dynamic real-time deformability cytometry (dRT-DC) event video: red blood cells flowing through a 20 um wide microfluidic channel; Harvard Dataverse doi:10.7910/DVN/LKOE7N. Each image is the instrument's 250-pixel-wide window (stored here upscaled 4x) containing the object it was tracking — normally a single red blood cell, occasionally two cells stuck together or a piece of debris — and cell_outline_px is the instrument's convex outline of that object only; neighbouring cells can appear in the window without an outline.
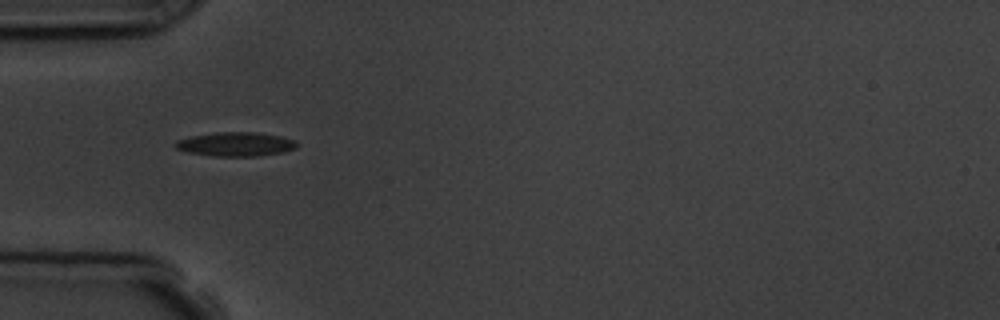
{"species": "common noctule bat (a hibernating species)", "species_latin": "Nyctalus noctula", "temperature_condition": "room temperature", "stored_images_in_passage": 4, "camera_frame_rate_fps": 3000, "um_per_image_px": 0.085, "animal": {"sex": "male", "body_mass_g": 19.5, "forearm_length_mm": 54.6}, "frame": {"image": 1, "passage_image": 1, "time_ms": 0.0, "image_size_px": [1000, 320], "cell_outline_px": [[300, 144], [296, 148], [284, 152], [256, 156], [216, 156], [188, 152], [176, 148], [172, 144], [176, 140], [192, 136], [216, 132], [252, 132], [280, 136], [296, 140]], "centroid_in_image_um": [20.05, 12.25], "position_along_channel_um": 64.9, "area_um2": 17.05}}